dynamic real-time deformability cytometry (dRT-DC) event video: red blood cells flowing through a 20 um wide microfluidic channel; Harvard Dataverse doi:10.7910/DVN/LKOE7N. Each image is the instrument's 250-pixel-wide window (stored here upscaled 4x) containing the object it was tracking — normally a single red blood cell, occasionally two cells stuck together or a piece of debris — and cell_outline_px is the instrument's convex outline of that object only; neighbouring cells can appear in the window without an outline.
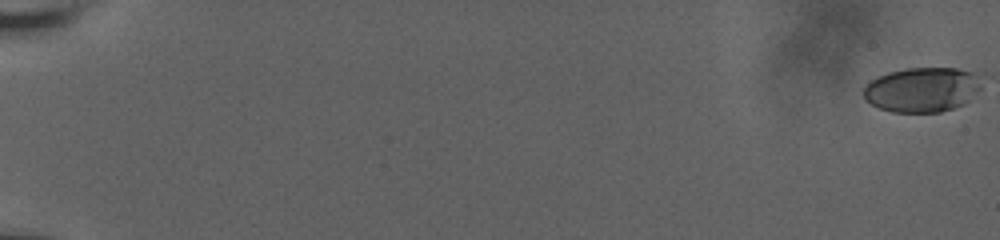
{"species": "human", "species_latin": "Homo sapiens", "temperature_condition": "room temperature", "stored_images_in_passage": 21, "camera_frame_rate_fps": 3000, "um_per_image_px": 0.085, "donor": {"sex": "male"}, "frame": {"image": 1, "passage_image": 1, "time_ms": 0.0, "image_size_px": [1000, 240], "cell_outline_px": [[980, 88], [964, 104], [940, 112], [892, 112], [880, 108], [864, 100], [864, 88], [872, 80], [888, 72], [908, 68], [956, 68], [972, 72]], "centroid_in_image_um": [78.33, 7.63], "position_along_channel_um": 6.7, "area_um2": 30.17}}
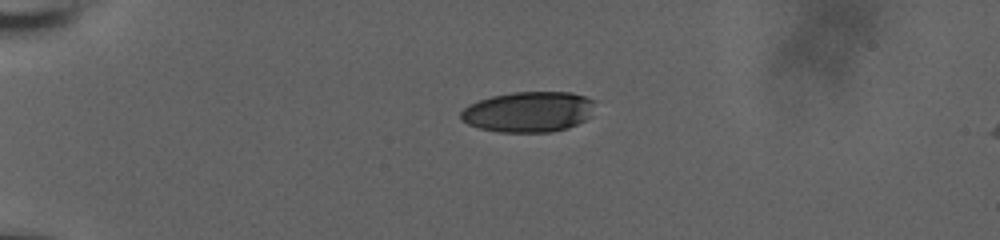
{"frame": {"image": 2, "passage_image": 18, "time_ms": 5.667, "image_size_px": [1000, 240], "cell_outline_px": [[592, 100], [588, 116], [584, 120], [568, 128], [552, 132], [496, 132], [480, 128], [468, 124], [460, 120], [460, 112], [468, 104], [492, 96], [512, 92], [572, 92], [584, 96]], "centroid_in_image_um": [44.84, 9.51], "position_along_channel_um": 40.2, "area_um2": 31.44}}